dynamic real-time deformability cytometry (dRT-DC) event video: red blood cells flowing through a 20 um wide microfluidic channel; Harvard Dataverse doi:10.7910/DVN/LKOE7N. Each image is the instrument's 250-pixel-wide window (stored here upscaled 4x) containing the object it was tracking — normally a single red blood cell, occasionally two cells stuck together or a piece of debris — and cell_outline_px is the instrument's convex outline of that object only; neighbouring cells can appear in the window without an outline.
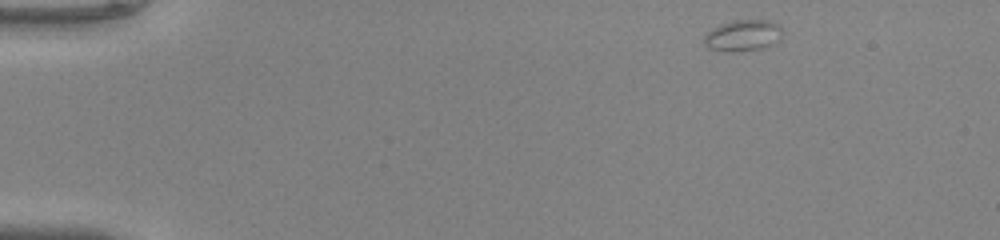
{"species": "common noctule bat (a hibernating species)", "species_latin": "Nyctalus noctula", "temperature_condition": "warm", "stored_images_in_passage": 45, "camera_frame_rate_fps": 3000, "um_per_image_px": 0.085, "animal": {"sex": "male", "body_mass_g": 20.0, "forearm_length_mm": 53.3}, "frame": {"image": 1, "passage_image": 1, "time_ms": 0.0, "image_size_px": [1000, 240], "cell_outline_px": [[780, 36], [772, 44], [760, 48], [732, 52], [724, 52], [708, 48], [704, 44], [704, 36], [712, 28], [720, 24], [732, 20], [772, 20], [780, 24]], "centroid_in_image_um": [63.1, 3.0], "position_along_channel_um": 21.9, "area_um2": 14.22}}
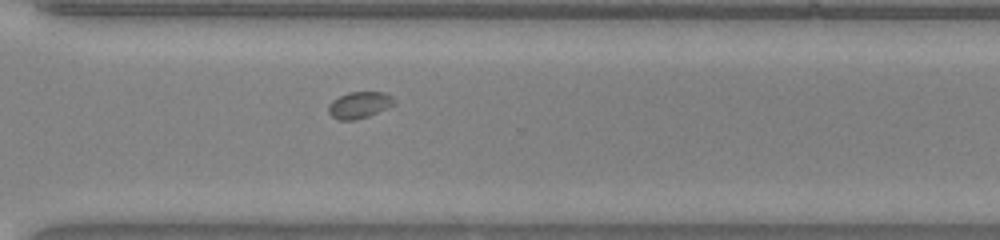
{"frame": {"image": 2, "passage_image": 32, "time_ms": 10.333, "image_size_px": [1000, 240], "cell_outline_px": [[396, 104], [368, 116], [356, 120], [336, 120], [328, 112], [328, 104], [332, 100], [348, 92], [384, 92], [392, 96], [396, 100]], "centroid_in_image_um": [30.54, 8.92], "position_along_channel_um": 340.1, "area_um2": 10.29}}
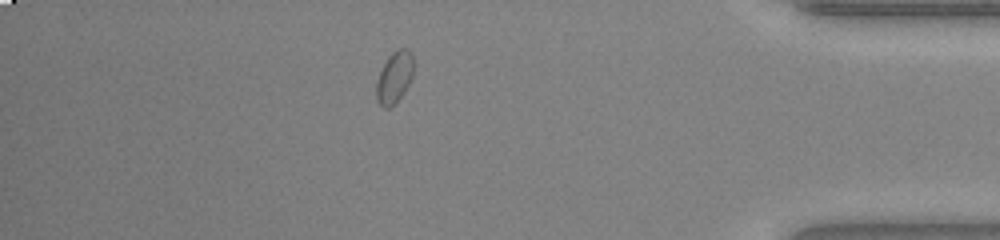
{"frame": {"image": 3, "passage_image": 39, "time_ms": 12.667, "image_size_px": [1000, 240], "cell_outline_px": [[412, 76], [404, 92], [396, 104], [388, 108], [384, 108], [376, 100], [376, 84], [380, 72], [388, 56], [396, 48], [408, 48], [412, 52]], "centroid_in_image_um": [33.52, 6.57], "position_along_channel_um": 401.7, "area_um2": 11.21}, "authors_computed_cell_mechanics": {"area_um2": 10.2306, "velocity_mm_per_s": 4.0869, "shape_relaxation_time_tau1_ms": 4.21, "shape_relaxation_time_tau2_ms": null, "deformation_change_tau1": 0.1165, "deformation_change_tau2": null}}